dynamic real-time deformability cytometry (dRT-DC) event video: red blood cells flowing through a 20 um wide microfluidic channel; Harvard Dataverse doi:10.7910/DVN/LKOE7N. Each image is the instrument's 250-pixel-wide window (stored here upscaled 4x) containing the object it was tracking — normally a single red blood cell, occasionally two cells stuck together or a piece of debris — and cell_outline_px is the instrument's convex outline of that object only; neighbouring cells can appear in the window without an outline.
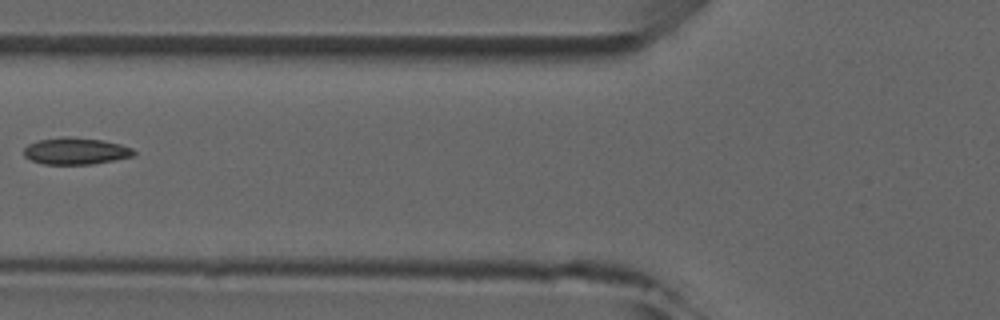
{"species": "common noctule bat (a hibernating species)", "species_latin": "Nyctalus noctula", "temperature_condition": "room temperature", "stored_images_in_passage": 3, "camera_frame_rate_fps": 3000, "um_per_image_px": 0.085, "animal": {"sex": "male", "forearm_length_mm": 52.5}, "frame": {"image": 1, "passage_image": 3, "time_ms": 2.333, "image_size_px": [1000, 320], "cell_outline_px": [[136, 152], [132, 156], [92, 164], [44, 164], [32, 160], [24, 156], [24, 148], [28, 144], [40, 140], [64, 136], [68, 136], [100, 140], [120, 144], [132, 148]], "centroid_in_image_um": [6.41, 12.83], "position_along_channel_um": 119.4, "area_um2": 16.94}}